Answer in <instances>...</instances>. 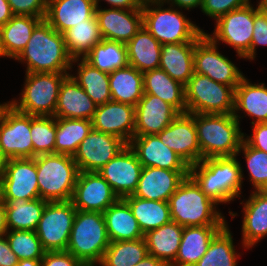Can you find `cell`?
Returning <instances> with one entry per match:
<instances>
[{
	"mask_svg": "<svg viewBox=\"0 0 267 266\" xmlns=\"http://www.w3.org/2000/svg\"><path fill=\"white\" fill-rule=\"evenodd\" d=\"M15 60L27 63L26 73H67L73 65L64 35L44 19L35 27L27 46Z\"/></svg>",
	"mask_w": 267,
	"mask_h": 266,
	"instance_id": "6da1fadb",
	"label": "cell"
},
{
	"mask_svg": "<svg viewBox=\"0 0 267 266\" xmlns=\"http://www.w3.org/2000/svg\"><path fill=\"white\" fill-rule=\"evenodd\" d=\"M233 157L206 158L189 166V176L215 203H227L241 194L243 171Z\"/></svg>",
	"mask_w": 267,
	"mask_h": 266,
	"instance_id": "7a4b0ae2",
	"label": "cell"
},
{
	"mask_svg": "<svg viewBox=\"0 0 267 266\" xmlns=\"http://www.w3.org/2000/svg\"><path fill=\"white\" fill-rule=\"evenodd\" d=\"M201 160L237 156L245 137L233 114H194Z\"/></svg>",
	"mask_w": 267,
	"mask_h": 266,
	"instance_id": "3957f363",
	"label": "cell"
},
{
	"mask_svg": "<svg viewBox=\"0 0 267 266\" xmlns=\"http://www.w3.org/2000/svg\"><path fill=\"white\" fill-rule=\"evenodd\" d=\"M172 221L183 227L225 226L227 223L216 205L190 177H186L169 198Z\"/></svg>",
	"mask_w": 267,
	"mask_h": 266,
	"instance_id": "277c9868",
	"label": "cell"
},
{
	"mask_svg": "<svg viewBox=\"0 0 267 266\" xmlns=\"http://www.w3.org/2000/svg\"><path fill=\"white\" fill-rule=\"evenodd\" d=\"M35 162L40 198L48 202L71 200L80 173L73 156L41 154Z\"/></svg>",
	"mask_w": 267,
	"mask_h": 266,
	"instance_id": "5b68a950",
	"label": "cell"
},
{
	"mask_svg": "<svg viewBox=\"0 0 267 266\" xmlns=\"http://www.w3.org/2000/svg\"><path fill=\"white\" fill-rule=\"evenodd\" d=\"M109 244L103 213L77 210L66 251L82 264L95 265Z\"/></svg>",
	"mask_w": 267,
	"mask_h": 266,
	"instance_id": "8992f818",
	"label": "cell"
},
{
	"mask_svg": "<svg viewBox=\"0 0 267 266\" xmlns=\"http://www.w3.org/2000/svg\"><path fill=\"white\" fill-rule=\"evenodd\" d=\"M164 3L163 0H144L142 5L143 26L161 45L195 42L204 33L179 10L162 8Z\"/></svg>",
	"mask_w": 267,
	"mask_h": 266,
	"instance_id": "52a82bcc",
	"label": "cell"
},
{
	"mask_svg": "<svg viewBox=\"0 0 267 266\" xmlns=\"http://www.w3.org/2000/svg\"><path fill=\"white\" fill-rule=\"evenodd\" d=\"M69 74L26 73L22 96L18 101H10L11 105L31 116H54L61 83Z\"/></svg>",
	"mask_w": 267,
	"mask_h": 266,
	"instance_id": "ba28073f",
	"label": "cell"
},
{
	"mask_svg": "<svg viewBox=\"0 0 267 266\" xmlns=\"http://www.w3.org/2000/svg\"><path fill=\"white\" fill-rule=\"evenodd\" d=\"M184 91L186 113L233 114L234 89L231 86L193 73Z\"/></svg>",
	"mask_w": 267,
	"mask_h": 266,
	"instance_id": "9c48e42d",
	"label": "cell"
},
{
	"mask_svg": "<svg viewBox=\"0 0 267 266\" xmlns=\"http://www.w3.org/2000/svg\"><path fill=\"white\" fill-rule=\"evenodd\" d=\"M76 211L71 200L46 204L35 230L46 252L66 251Z\"/></svg>",
	"mask_w": 267,
	"mask_h": 266,
	"instance_id": "30bf717a",
	"label": "cell"
},
{
	"mask_svg": "<svg viewBox=\"0 0 267 266\" xmlns=\"http://www.w3.org/2000/svg\"><path fill=\"white\" fill-rule=\"evenodd\" d=\"M194 73L231 86L234 90L244 77L235 64L219 53L215 44L204 32L195 41Z\"/></svg>",
	"mask_w": 267,
	"mask_h": 266,
	"instance_id": "8fae6325",
	"label": "cell"
},
{
	"mask_svg": "<svg viewBox=\"0 0 267 266\" xmlns=\"http://www.w3.org/2000/svg\"><path fill=\"white\" fill-rule=\"evenodd\" d=\"M254 23V8L250 4L234 9L216 20L212 35L206 34L215 44L222 41L236 50L239 57L250 50Z\"/></svg>",
	"mask_w": 267,
	"mask_h": 266,
	"instance_id": "7c38bea8",
	"label": "cell"
},
{
	"mask_svg": "<svg viewBox=\"0 0 267 266\" xmlns=\"http://www.w3.org/2000/svg\"><path fill=\"white\" fill-rule=\"evenodd\" d=\"M30 128L31 115L10 105L0 122V149L7 160L34 158Z\"/></svg>",
	"mask_w": 267,
	"mask_h": 266,
	"instance_id": "4fadbf2b",
	"label": "cell"
},
{
	"mask_svg": "<svg viewBox=\"0 0 267 266\" xmlns=\"http://www.w3.org/2000/svg\"><path fill=\"white\" fill-rule=\"evenodd\" d=\"M127 145L124 140L115 135L92 128L79 144L73 159L80 172H97Z\"/></svg>",
	"mask_w": 267,
	"mask_h": 266,
	"instance_id": "5bb4252c",
	"label": "cell"
},
{
	"mask_svg": "<svg viewBox=\"0 0 267 266\" xmlns=\"http://www.w3.org/2000/svg\"><path fill=\"white\" fill-rule=\"evenodd\" d=\"M2 199L40 198L35 158L8 159L1 179Z\"/></svg>",
	"mask_w": 267,
	"mask_h": 266,
	"instance_id": "9a60e30c",
	"label": "cell"
},
{
	"mask_svg": "<svg viewBox=\"0 0 267 266\" xmlns=\"http://www.w3.org/2000/svg\"><path fill=\"white\" fill-rule=\"evenodd\" d=\"M142 168L136 153L127 145L97 172L119 198H124L136 191Z\"/></svg>",
	"mask_w": 267,
	"mask_h": 266,
	"instance_id": "2e32d148",
	"label": "cell"
},
{
	"mask_svg": "<svg viewBox=\"0 0 267 266\" xmlns=\"http://www.w3.org/2000/svg\"><path fill=\"white\" fill-rule=\"evenodd\" d=\"M157 136L161 142L177 153L188 166L201 161L194 113L179 114Z\"/></svg>",
	"mask_w": 267,
	"mask_h": 266,
	"instance_id": "e0dca14e",
	"label": "cell"
},
{
	"mask_svg": "<svg viewBox=\"0 0 267 266\" xmlns=\"http://www.w3.org/2000/svg\"><path fill=\"white\" fill-rule=\"evenodd\" d=\"M118 199L98 172H80L71 201L77 210L103 213Z\"/></svg>",
	"mask_w": 267,
	"mask_h": 266,
	"instance_id": "ac0fdd59",
	"label": "cell"
},
{
	"mask_svg": "<svg viewBox=\"0 0 267 266\" xmlns=\"http://www.w3.org/2000/svg\"><path fill=\"white\" fill-rule=\"evenodd\" d=\"M102 39L127 44L143 26L142 9H95Z\"/></svg>",
	"mask_w": 267,
	"mask_h": 266,
	"instance_id": "d6986e66",
	"label": "cell"
},
{
	"mask_svg": "<svg viewBox=\"0 0 267 266\" xmlns=\"http://www.w3.org/2000/svg\"><path fill=\"white\" fill-rule=\"evenodd\" d=\"M92 126L97 131L115 135L129 144L134 137L135 106L115 101L98 105Z\"/></svg>",
	"mask_w": 267,
	"mask_h": 266,
	"instance_id": "ffe728a7",
	"label": "cell"
},
{
	"mask_svg": "<svg viewBox=\"0 0 267 266\" xmlns=\"http://www.w3.org/2000/svg\"><path fill=\"white\" fill-rule=\"evenodd\" d=\"M180 113L157 96L143 94L135 106L134 136L157 135Z\"/></svg>",
	"mask_w": 267,
	"mask_h": 266,
	"instance_id": "44dd1931",
	"label": "cell"
},
{
	"mask_svg": "<svg viewBox=\"0 0 267 266\" xmlns=\"http://www.w3.org/2000/svg\"><path fill=\"white\" fill-rule=\"evenodd\" d=\"M189 176V171H174L156 167H143L133 196L168 202L170 196Z\"/></svg>",
	"mask_w": 267,
	"mask_h": 266,
	"instance_id": "7402d4cb",
	"label": "cell"
},
{
	"mask_svg": "<svg viewBox=\"0 0 267 266\" xmlns=\"http://www.w3.org/2000/svg\"><path fill=\"white\" fill-rule=\"evenodd\" d=\"M143 167H156L174 171H189L187 163L157 135L134 136L128 144Z\"/></svg>",
	"mask_w": 267,
	"mask_h": 266,
	"instance_id": "603a6c76",
	"label": "cell"
},
{
	"mask_svg": "<svg viewBox=\"0 0 267 266\" xmlns=\"http://www.w3.org/2000/svg\"><path fill=\"white\" fill-rule=\"evenodd\" d=\"M93 0H48L45 21L57 32L83 23L95 14Z\"/></svg>",
	"mask_w": 267,
	"mask_h": 266,
	"instance_id": "cb8c5ba5",
	"label": "cell"
},
{
	"mask_svg": "<svg viewBox=\"0 0 267 266\" xmlns=\"http://www.w3.org/2000/svg\"><path fill=\"white\" fill-rule=\"evenodd\" d=\"M97 106L69 74L61 83L54 116L92 120Z\"/></svg>",
	"mask_w": 267,
	"mask_h": 266,
	"instance_id": "d4e9b609",
	"label": "cell"
},
{
	"mask_svg": "<svg viewBox=\"0 0 267 266\" xmlns=\"http://www.w3.org/2000/svg\"><path fill=\"white\" fill-rule=\"evenodd\" d=\"M223 227H184L178 254L170 266H195L208 250L212 239Z\"/></svg>",
	"mask_w": 267,
	"mask_h": 266,
	"instance_id": "484cf974",
	"label": "cell"
},
{
	"mask_svg": "<svg viewBox=\"0 0 267 266\" xmlns=\"http://www.w3.org/2000/svg\"><path fill=\"white\" fill-rule=\"evenodd\" d=\"M243 208L242 243L249 249L267 236V190L253 191Z\"/></svg>",
	"mask_w": 267,
	"mask_h": 266,
	"instance_id": "4316f807",
	"label": "cell"
},
{
	"mask_svg": "<svg viewBox=\"0 0 267 266\" xmlns=\"http://www.w3.org/2000/svg\"><path fill=\"white\" fill-rule=\"evenodd\" d=\"M195 42L163 44L159 68L186 85L194 73Z\"/></svg>",
	"mask_w": 267,
	"mask_h": 266,
	"instance_id": "83f0119b",
	"label": "cell"
},
{
	"mask_svg": "<svg viewBox=\"0 0 267 266\" xmlns=\"http://www.w3.org/2000/svg\"><path fill=\"white\" fill-rule=\"evenodd\" d=\"M103 215L110 242L144 238L130 206L123 198L109 206Z\"/></svg>",
	"mask_w": 267,
	"mask_h": 266,
	"instance_id": "f1b7e54d",
	"label": "cell"
},
{
	"mask_svg": "<svg viewBox=\"0 0 267 266\" xmlns=\"http://www.w3.org/2000/svg\"><path fill=\"white\" fill-rule=\"evenodd\" d=\"M239 110L256 119L252 124L267 122V87L264 83L252 84L247 78H242L234 90L233 115L238 121Z\"/></svg>",
	"mask_w": 267,
	"mask_h": 266,
	"instance_id": "f546056e",
	"label": "cell"
},
{
	"mask_svg": "<svg viewBox=\"0 0 267 266\" xmlns=\"http://www.w3.org/2000/svg\"><path fill=\"white\" fill-rule=\"evenodd\" d=\"M144 94L159 97L172 105L180 114L186 113L184 85L158 68L143 73Z\"/></svg>",
	"mask_w": 267,
	"mask_h": 266,
	"instance_id": "4dcf8cb0",
	"label": "cell"
},
{
	"mask_svg": "<svg viewBox=\"0 0 267 266\" xmlns=\"http://www.w3.org/2000/svg\"><path fill=\"white\" fill-rule=\"evenodd\" d=\"M183 226L171 221L157 229H153L144 234L147 244L148 254L159 258L170 266L179 251Z\"/></svg>",
	"mask_w": 267,
	"mask_h": 266,
	"instance_id": "1f68e13d",
	"label": "cell"
},
{
	"mask_svg": "<svg viewBox=\"0 0 267 266\" xmlns=\"http://www.w3.org/2000/svg\"><path fill=\"white\" fill-rule=\"evenodd\" d=\"M126 47L129 65L138 71L144 73L159 68L162 45L144 26L126 44Z\"/></svg>",
	"mask_w": 267,
	"mask_h": 266,
	"instance_id": "d6a6232c",
	"label": "cell"
},
{
	"mask_svg": "<svg viewBox=\"0 0 267 266\" xmlns=\"http://www.w3.org/2000/svg\"><path fill=\"white\" fill-rule=\"evenodd\" d=\"M112 101L136 106L143 97V73L131 65L109 73Z\"/></svg>",
	"mask_w": 267,
	"mask_h": 266,
	"instance_id": "836d02e7",
	"label": "cell"
},
{
	"mask_svg": "<svg viewBox=\"0 0 267 266\" xmlns=\"http://www.w3.org/2000/svg\"><path fill=\"white\" fill-rule=\"evenodd\" d=\"M2 200L6 206L7 231H35L48 203L41 198L28 201L22 198Z\"/></svg>",
	"mask_w": 267,
	"mask_h": 266,
	"instance_id": "e575fe53",
	"label": "cell"
},
{
	"mask_svg": "<svg viewBox=\"0 0 267 266\" xmlns=\"http://www.w3.org/2000/svg\"><path fill=\"white\" fill-rule=\"evenodd\" d=\"M42 20L41 17L14 15L0 27L5 57L15 59L27 46L33 30Z\"/></svg>",
	"mask_w": 267,
	"mask_h": 266,
	"instance_id": "d590c367",
	"label": "cell"
},
{
	"mask_svg": "<svg viewBox=\"0 0 267 266\" xmlns=\"http://www.w3.org/2000/svg\"><path fill=\"white\" fill-rule=\"evenodd\" d=\"M123 199L130 206L143 234L172 221L168 202L146 200L133 195Z\"/></svg>",
	"mask_w": 267,
	"mask_h": 266,
	"instance_id": "8d00e7d4",
	"label": "cell"
},
{
	"mask_svg": "<svg viewBox=\"0 0 267 266\" xmlns=\"http://www.w3.org/2000/svg\"><path fill=\"white\" fill-rule=\"evenodd\" d=\"M63 35L66 49L73 59L84 58L96 44L102 41L95 14L83 23L69 28Z\"/></svg>",
	"mask_w": 267,
	"mask_h": 266,
	"instance_id": "74e56055",
	"label": "cell"
},
{
	"mask_svg": "<svg viewBox=\"0 0 267 266\" xmlns=\"http://www.w3.org/2000/svg\"><path fill=\"white\" fill-rule=\"evenodd\" d=\"M78 63L76 76L70 75L93 100L96 105H102L112 101L109 88V74L91 66L83 58H75Z\"/></svg>",
	"mask_w": 267,
	"mask_h": 266,
	"instance_id": "f35d334b",
	"label": "cell"
},
{
	"mask_svg": "<svg viewBox=\"0 0 267 266\" xmlns=\"http://www.w3.org/2000/svg\"><path fill=\"white\" fill-rule=\"evenodd\" d=\"M92 120L56 118L54 154L74 156L79 144L92 130Z\"/></svg>",
	"mask_w": 267,
	"mask_h": 266,
	"instance_id": "ab89813d",
	"label": "cell"
},
{
	"mask_svg": "<svg viewBox=\"0 0 267 266\" xmlns=\"http://www.w3.org/2000/svg\"><path fill=\"white\" fill-rule=\"evenodd\" d=\"M83 59L108 74L129 65L126 44L106 39L96 44Z\"/></svg>",
	"mask_w": 267,
	"mask_h": 266,
	"instance_id": "60d3db41",
	"label": "cell"
},
{
	"mask_svg": "<svg viewBox=\"0 0 267 266\" xmlns=\"http://www.w3.org/2000/svg\"><path fill=\"white\" fill-rule=\"evenodd\" d=\"M148 255L145 238L110 242L100 266H135Z\"/></svg>",
	"mask_w": 267,
	"mask_h": 266,
	"instance_id": "b9f144b4",
	"label": "cell"
},
{
	"mask_svg": "<svg viewBox=\"0 0 267 266\" xmlns=\"http://www.w3.org/2000/svg\"><path fill=\"white\" fill-rule=\"evenodd\" d=\"M231 232L226 224L212 239L208 250L195 266H237Z\"/></svg>",
	"mask_w": 267,
	"mask_h": 266,
	"instance_id": "7bdbcfd3",
	"label": "cell"
},
{
	"mask_svg": "<svg viewBox=\"0 0 267 266\" xmlns=\"http://www.w3.org/2000/svg\"><path fill=\"white\" fill-rule=\"evenodd\" d=\"M30 133L34 158L41 154H54L56 143L55 116H31Z\"/></svg>",
	"mask_w": 267,
	"mask_h": 266,
	"instance_id": "ee69618b",
	"label": "cell"
},
{
	"mask_svg": "<svg viewBox=\"0 0 267 266\" xmlns=\"http://www.w3.org/2000/svg\"><path fill=\"white\" fill-rule=\"evenodd\" d=\"M4 236L19 260H41L46 252L35 231L12 230Z\"/></svg>",
	"mask_w": 267,
	"mask_h": 266,
	"instance_id": "f6af8a7d",
	"label": "cell"
},
{
	"mask_svg": "<svg viewBox=\"0 0 267 266\" xmlns=\"http://www.w3.org/2000/svg\"><path fill=\"white\" fill-rule=\"evenodd\" d=\"M244 151V157L255 191L267 190V153L249 146L244 140L238 151Z\"/></svg>",
	"mask_w": 267,
	"mask_h": 266,
	"instance_id": "bcb514c9",
	"label": "cell"
},
{
	"mask_svg": "<svg viewBox=\"0 0 267 266\" xmlns=\"http://www.w3.org/2000/svg\"><path fill=\"white\" fill-rule=\"evenodd\" d=\"M253 35L250 50L243 56L245 59L255 58L256 47L259 45L267 46V19L258 7L254 8Z\"/></svg>",
	"mask_w": 267,
	"mask_h": 266,
	"instance_id": "7dc6e473",
	"label": "cell"
},
{
	"mask_svg": "<svg viewBox=\"0 0 267 266\" xmlns=\"http://www.w3.org/2000/svg\"><path fill=\"white\" fill-rule=\"evenodd\" d=\"M249 3V0H203L201 10L209 17L217 20L228 12L241 8Z\"/></svg>",
	"mask_w": 267,
	"mask_h": 266,
	"instance_id": "c3c4849f",
	"label": "cell"
},
{
	"mask_svg": "<svg viewBox=\"0 0 267 266\" xmlns=\"http://www.w3.org/2000/svg\"><path fill=\"white\" fill-rule=\"evenodd\" d=\"M13 15L35 16L45 19L48 0H7Z\"/></svg>",
	"mask_w": 267,
	"mask_h": 266,
	"instance_id": "681fc988",
	"label": "cell"
},
{
	"mask_svg": "<svg viewBox=\"0 0 267 266\" xmlns=\"http://www.w3.org/2000/svg\"><path fill=\"white\" fill-rule=\"evenodd\" d=\"M83 264L67 251L45 252L41 266H82Z\"/></svg>",
	"mask_w": 267,
	"mask_h": 266,
	"instance_id": "f907efd6",
	"label": "cell"
},
{
	"mask_svg": "<svg viewBox=\"0 0 267 266\" xmlns=\"http://www.w3.org/2000/svg\"><path fill=\"white\" fill-rule=\"evenodd\" d=\"M253 125V133L243 140L251 147L267 153V122Z\"/></svg>",
	"mask_w": 267,
	"mask_h": 266,
	"instance_id": "816d5d0a",
	"label": "cell"
},
{
	"mask_svg": "<svg viewBox=\"0 0 267 266\" xmlns=\"http://www.w3.org/2000/svg\"><path fill=\"white\" fill-rule=\"evenodd\" d=\"M19 259L12 252L8 240L4 235L0 236V266H16Z\"/></svg>",
	"mask_w": 267,
	"mask_h": 266,
	"instance_id": "f5cc1de1",
	"label": "cell"
},
{
	"mask_svg": "<svg viewBox=\"0 0 267 266\" xmlns=\"http://www.w3.org/2000/svg\"><path fill=\"white\" fill-rule=\"evenodd\" d=\"M96 8H99L98 4L100 0H93ZM107 3L111 4L112 8L119 9H142L144 0H105Z\"/></svg>",
	"mask_w": 267,
	"mask_h": 266,
	"instance_id": "db71d44e",
	"label": "cell"
},
{
	"mask_svg": "<svg viewBox=\"0 0 267 266\" xmlns=\"http://www.w3.org/2000/svg\"><path fill=\"white\" fill-rule=\"evenodd\" d=\"M13 16L8 1L0 0V27L5 25Z\"/></svg>",
	"mask_w": 267,
	"mask_h": 266,
	"instance_id": "11a10c76",
	"label": "cell"
},
{
	"mask_svg": "<svg viewBox=\"0 0 267 266\" xmlns=\"http://www.w3.org/2000/svg\"><path fill=\"white\" fill-rule=\"evenodd\" d=\"M165 3H169L170 5H176L178 8L190 9L195 8L202 5L203 0H163ZM171 2V3H170Z\"/></svg>",
	"mask_w": 267,
	"mask_h": 266,
	"instance_id": "9f6ffc18",
	"label": "cell"
},
{
	"mask_svg": "<svg viewBox=\"0 0 267 266\" xmlns=\"http://www.w3.org/2000/svg\"><path fill=\"white\" fill-rule=\"evenodd\" d=\"M135 266H168L165 262L148 254L142 261L138 262Z\"/></svg>",
	"mask_w": 267,
	"mask_h": 266,
	"instance_id": "6f0895ef",
	"label": "cell"
},
{
	"mask_svg": "<svg viewBox=\"0 0 267 266\" xmlns=\"http://www.w3.org/2000/svg\"><path fill=\"white\" fill-rule=\"evenodd\" d=\"M7 232L6 225V206L5 202L0 200V236L5 235Z\"/></svg>",
	"mask_w": 267,
	"mask_h": 266,
	"instance_id": "680465c9",
	"label": "cell"
},
{
	"mask_svg": "<svg viewBox=\"0 0 267 266\" xmlns=\"http://www.w3.org/2000/svg\"><path fill=\"white\" fill-rule=\"evenodd\" d=\"M16 266H41V260L23 259Z\"/></svg>",
	"mask_w": 267,
	"mask_h": 266,
	"instance_id": "91938a15",
	"label": "cell"
},
{
	"mask_svg": "<svg viewBox=\"0 0 267 266\" xmlns=\"http://www.w3.org/2000/svg\"><path fill=\"white\" fill-rule=\"evenodd\" d=\"M6 161L7 159L4 157L0 149V180L2 179V176L5 173Z\"/></svg>",
	"mask_w": 267,
	"mask_h": 266,
	"instance_id": "94428289",
	"label": "cell"
},
{
	"mask_svg": "<svg viewBox=\"0 0 267 266\" xmlns=\"http://www.w3.org/2000/svg\"><path fill=\"white\" fill-rule=\"evenodd\" d=\"M258 4L259 5H257V6H258L259 10L263 13V15L267 19V0H260Z\"/></svg>",
	"mask_w": 267,
	"mask_h": 266,
	"instance_id": "6125c7cd",
	"label": "cell"
},
{
	"mask_svg": "<svg viewBox=\"0 0 267 266\" xmlns=\"http://www.w3.org/2000/svg\"><path fill=\"white\" fill-rule=\"evenodd\" d=\"M10 105H11V102L0 104V122L2 121L3 116Z\"/></svg>",
	"mask_w": 267,
	"mask_h": 266,
	"instance_id": "be15d7a7",
	"label": "cell"
},
{
	"mask_svg": "<svg viewBox=\"0 0 267 266\" xmlns=\"http://www.w3.org/2000/svg\"><path fill=\"white\" fill-rule=\"evenodd\" d=\"M0 56H5L3 45H2V39H1V30H0Z\"/></svg>",
	"mask_w": 267,
	"mask_h": 266,
	"instance_id": "e7e4bbea",
	"label": "cell"
},
{
	"mask_svg": "<svg viewBox=\"0 0 267 266\" xmlns=\"http://www.w3.org/2000/svg\"><path fill=\"white\" fill-rule=\"evenodd\" d=\"M2 199V192H1V180H0V200Z\"/></svg>",
	"mask_w": 267,
	"mask_h": 266,
	"instance_id": "03108f58",
	"label": "cell"
},
{
	"mask_svg": "<svg viewBox=\"0 0 267 266\" xmlns=\"http://www.w3.org/2000/svg\"><path fill=\"white\" fill-rule=\"evenodd\" d=\"M82 266H94V265H89V264H83Z\"/></svg>",
	"mask_w": 267,
	"mask_h": 266,
	"instance_id": "003e7915",
	"label": "cell"
}]
</instances>
